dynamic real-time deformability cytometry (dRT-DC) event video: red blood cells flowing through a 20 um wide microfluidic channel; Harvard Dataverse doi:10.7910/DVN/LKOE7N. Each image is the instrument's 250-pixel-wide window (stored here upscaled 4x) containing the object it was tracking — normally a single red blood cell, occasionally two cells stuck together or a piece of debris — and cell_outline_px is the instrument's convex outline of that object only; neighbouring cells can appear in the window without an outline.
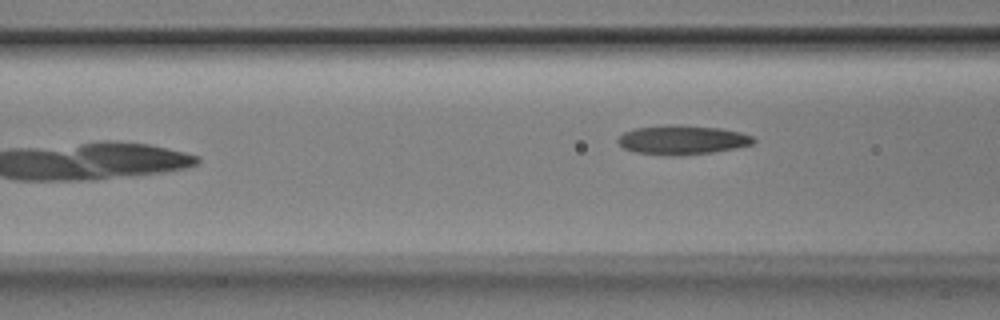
{"species": "Egyptian fruit bat (a non-hibernating species)", "species_latin": "Rousettus aegyptiacus", "temperature_condition": "room temperature", "stored_images_in_passage": 8, "camera_frame_rate_fps": 3000, "um_per_image_px": 0.085, "animal": {"sex": "male"}, "frame": {"image": 1, "passage_image": 6, "time_ms": 1.667, "image_size_px": [1000, 320], "cell_outline_px": [[756, 140], [752, 144], [736, 148], [716, 152], [684, 156], [664, 156], [632, 152], [624, 148], [616, 140], [624, 132], [636, 128], [664, 124], [672, 124], [720, 128], [740, 132], [752, 136]], "centroid_in_image_um": [57.97, 11.91], "position_along_channel_um": 108.6, "area_um2": 23.52}}